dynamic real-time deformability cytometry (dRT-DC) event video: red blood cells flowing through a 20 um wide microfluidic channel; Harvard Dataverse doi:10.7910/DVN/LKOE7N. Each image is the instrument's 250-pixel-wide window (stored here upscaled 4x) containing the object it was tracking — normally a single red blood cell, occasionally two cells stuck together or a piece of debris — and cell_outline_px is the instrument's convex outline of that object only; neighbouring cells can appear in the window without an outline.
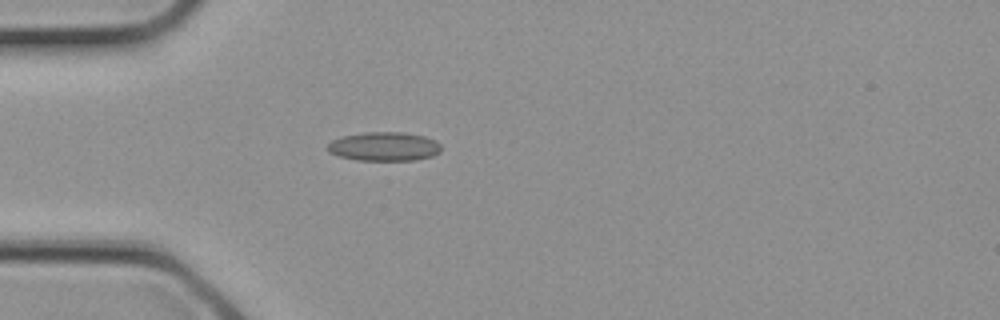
{"species": "common noctule bat (a hibernating species)", "species_latin": "Nyctalus noctula", "temperature_condition": "cold", "stored_images_in_passage": 2, "camera_frame_rate_fps": 3000, "um_per_image_px": 0.085, "animal": {"sex": "female", "body_mass_g": 21.9}, "frame": {"image": 1, "passage_image": 2, "time_ms": 0.333, "image_size_px": [1000, 320], "cell_outline_px": [[440, 152], [432, 156], [416, 160], [356, 160], [336, 156], [328, 152], [328, 144], [332, 140], [340, 136], [364, 132], [404, 132], [424, 136], [436, 140], [440, 144]], "centroid_in_image_um": [32.63, 12.45], "position_along_channel_um": 52.4, "area_um2": 19.36}}